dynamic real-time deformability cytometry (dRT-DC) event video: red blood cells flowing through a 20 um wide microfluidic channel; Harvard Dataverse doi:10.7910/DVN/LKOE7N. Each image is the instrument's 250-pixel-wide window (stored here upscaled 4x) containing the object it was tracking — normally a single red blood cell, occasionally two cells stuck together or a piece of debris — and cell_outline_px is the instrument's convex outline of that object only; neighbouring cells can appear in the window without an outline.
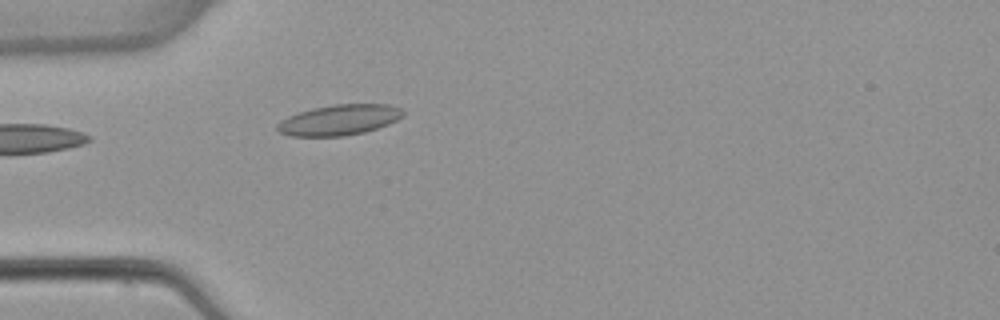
{"species": "common noctule bat (a hibernating species)", "species_latin": "Nyctalus noctula", "temperature_condition": "warm", "stored_images_in_passage": 3, "camera_frame_rate_fps": 3000, "um_per_image_px": 0.085, "animal": {"sex": "female", "body_mass_g": 22.7, "forearm_length_mm": 54.2}, "frame": {"image": 1, "passage_image": 3, "time_ms": 2.333, "image_size_px": [1000, 320], "cell_outline_px": [[404, 116], [388, 124], [364, 132], [344, 136], [288, 136], [280, 132], [276, 128], [276, 124], [280, 120], [288, 116], [312, 108], [332, 104], [388, 104], [400, 108], [404, 112]], "centroid_in_image_um": [28.81, 10.19], "position_along_channel_um": 56.2, "area_um2": 22.43}}